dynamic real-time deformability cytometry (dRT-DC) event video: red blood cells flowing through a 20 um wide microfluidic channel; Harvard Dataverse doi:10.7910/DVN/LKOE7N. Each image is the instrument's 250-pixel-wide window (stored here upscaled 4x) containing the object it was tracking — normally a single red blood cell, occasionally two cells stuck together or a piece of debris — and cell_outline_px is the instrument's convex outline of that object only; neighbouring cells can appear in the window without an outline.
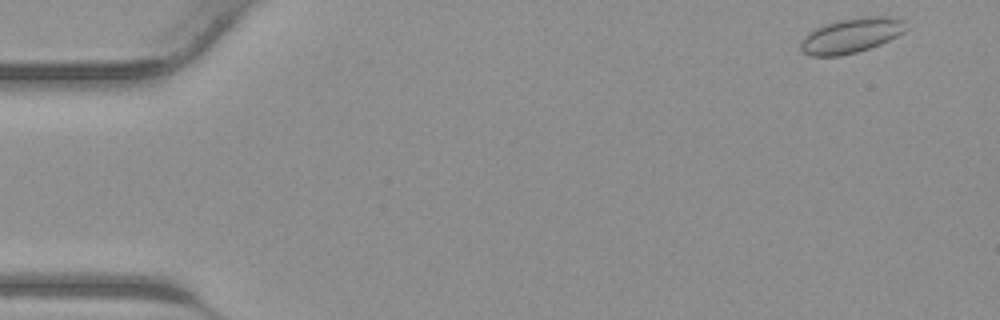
{"species": "common noctule bat (a hibernating species)", "species_latin": "Nyctalus noctula", "temperature_condition": "warm", "stored_images_in_passage": 42, "segment_of_instrument_passage": [1, 2], "camera_frame_rate_fps": 3000, "um_per_image_px": 0.085, "animal": {"sex": "male", "body_mass_g": 23.1, "forearm_length_mm": 52.7}, "frame": {"image": 1, "passage_image": 1, "time_ms": 0.0, "image_size_px": [1000, 320], "cell_outline_px": [[908, 28], [904, 32], [880, 44], [856, 52], [840, 56], [812, 56], [804, 52], [800, 48], [800, 44], [804, 36], [808, 32], [824, 24], [836, 20], [860, 16], [900, 16], [904, 20]], "centroid_in_image_um": [72.38, 2.98], "position_along_channel_um": 12.6, "area_um2": 21.68}}
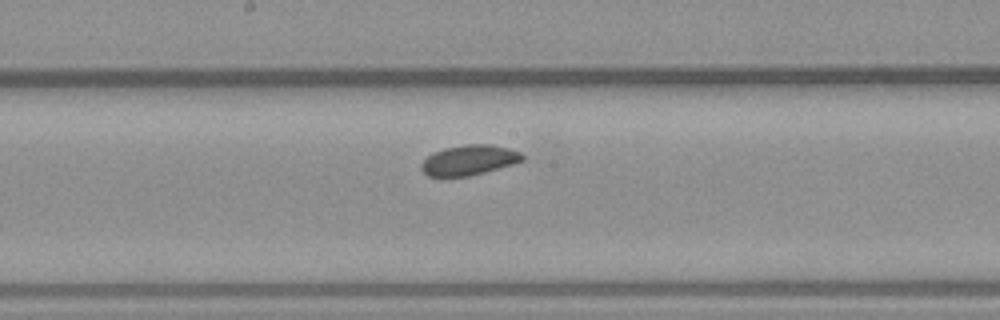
{"frame": {"image": 2, "passage_image": 21, "time_ms": 6.667, "image_size_px": [1000, 320], "cell_outline_px": [[524, 160], [516, 164], [468, 176], [428, 176], [420, 168], [420, 164], [432, 152], [444, 148], [464, 144], [492, 144], [508, 148], [520, 152], [524, 156]], "centroid_in_image_um": [39.89, 13.6], "position_along_channel_um": 208.3, "area_um2": 17.86}}
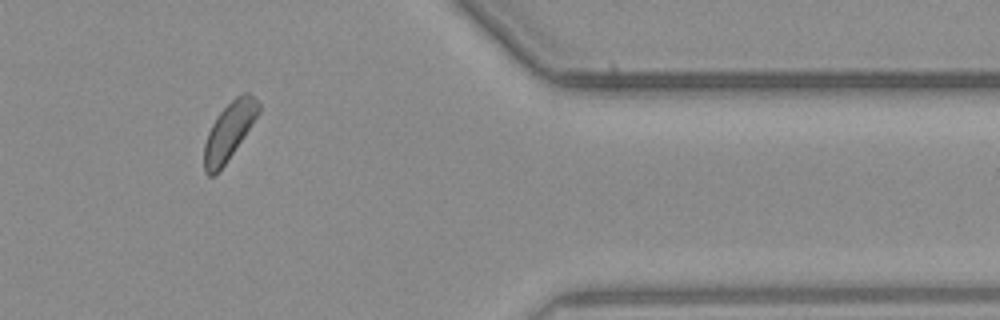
{"frame": {"image": 3, "passage_image": 34, "time_ms": 11.0, "image_size_px": [1000, 320], "cell_outline_px": [[260, 112], [244, 136], [224, 164], [212, 176], [208, 176], [204, 172], [204, 144], [208, 132], [216, 116], [240, 92], [248, 92], [260, 104]], "centroid_in_image_um": [19.46, 11.12], "position_along_channel_um": 391.9, "area_um2": 17.86}}